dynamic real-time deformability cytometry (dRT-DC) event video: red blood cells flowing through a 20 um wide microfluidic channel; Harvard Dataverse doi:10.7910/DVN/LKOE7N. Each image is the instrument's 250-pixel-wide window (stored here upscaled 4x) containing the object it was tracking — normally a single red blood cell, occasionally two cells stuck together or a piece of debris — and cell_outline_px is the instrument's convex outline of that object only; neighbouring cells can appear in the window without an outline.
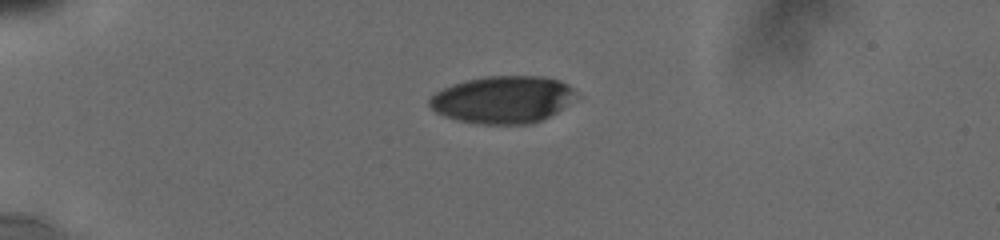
{"species": "human", "species_latin": "Homo sapiens", "temperature_condition": "cold", "stored_images_in_passage": 35, "camera_frame_rate_fps": 3000, "um_per_image_px": 0.085, "donor": {"sex": "male"}, "frame": {"image": 1, "passage_image": 1, "time_ms": 0.0, "image_size_px": [1000, 240], "cell_outline_px": [[576, 92], [556, 112], [532, 124], [480, 124], [460, 120], [444, 116], [436, 112], [428, 104], [428, 100], [436, 92], [452, 84], [468, 80], [488, 76], [544, 76], [560, 80], [568, 84]], "centroid_in_image_um": [42.69, 8.46], "position_along_channel_um": 42.3, "area_um2": 39.82}}
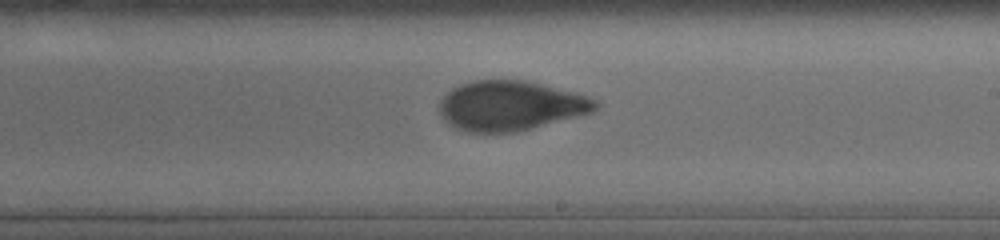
{"frame": {"image": 2, "passage_image": 17, "time_ms": 6.667, "image_size_px": [1000, 240], "cell_outline_px": [[600, 104], [592, 112], [516, 132], [468, 132], [456, 128], [448, 124], [440, 116], [440, 100], [452, 88], [460, 84], [472, 80], [524, 80], [576, 92], [588, 96], [596, 100]], "centroid_in_image_um": [43.37, 8.98], "position_along_channel_um": 245.6, "area_um2": 45.14}}
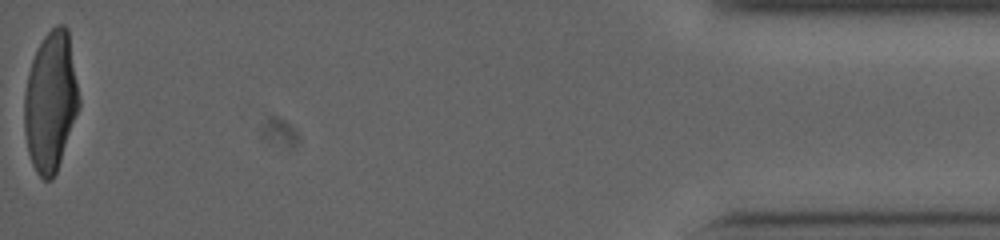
{"frame": {"image": 3, "passage_image": 35, "time_ms": 13.667, "image_size_px": [1000, 240], "cell_outline_px": [[80, 108], [56, 172], [52, 180], [44, 180], [36, 172], [32, 164], [28, 152], [24, 132], [24, 92], [28, 72], [36, 48], [44, 36], [56, 24], [64, 24], [68, 28], [80, 100]], "centroid_in_image_um": [4.3, 8.62], "position_along_channel_um": 430.9, "area_um2": 44.91}, "authors_computed_cell_mechanics": {"area_um2": 45.1418, "velocity_mm_per_s": 3.7882, "shape_relaxation_time_tau1_ms": 5.6159, "shape_relaxation_time_tau2_ms": 1.0391, "deformation_change_tau1": 0.2138, "deformation_change_tau2": 0.0636}}